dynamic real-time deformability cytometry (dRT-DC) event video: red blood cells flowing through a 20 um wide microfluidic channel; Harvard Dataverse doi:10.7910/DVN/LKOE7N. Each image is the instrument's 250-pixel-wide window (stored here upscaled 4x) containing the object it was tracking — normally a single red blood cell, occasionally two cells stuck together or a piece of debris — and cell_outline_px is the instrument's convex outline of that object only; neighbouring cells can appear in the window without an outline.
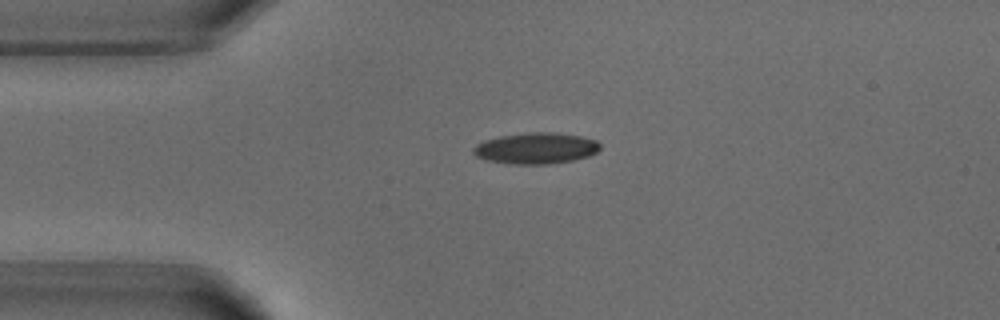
{"species": "common noctule bat (a hibernating species)", "species_latin": "Nyctalus noctula", "temperature_condition": "warm", "stored_images_in_passage": 4, "camera_frame_rate_fps": 3000, "um_per_image_px": 0.085, "animal": {"sex": "male", "body_mass_g": 18.8}, "frame": {"image": 1, "passage_image": 1, "time_ms": 0.0, "image_size_px": [1000, 320], "cell_outline_px": [[600, 148], [596, 152], [588, 156], [572, 160], [548, 164], [512, 164], [484, 160], [476, 156], [472, 152], [472, 148], [476, 144], [484, 140], [500, 136], [528, 132], [556, 132], [580, 136], [596, 140], [600, 144]], "centroid_in_image_um": [45.52, 12.6], "position_along_channel_um": 39.5, "area_um2": 23.12}}
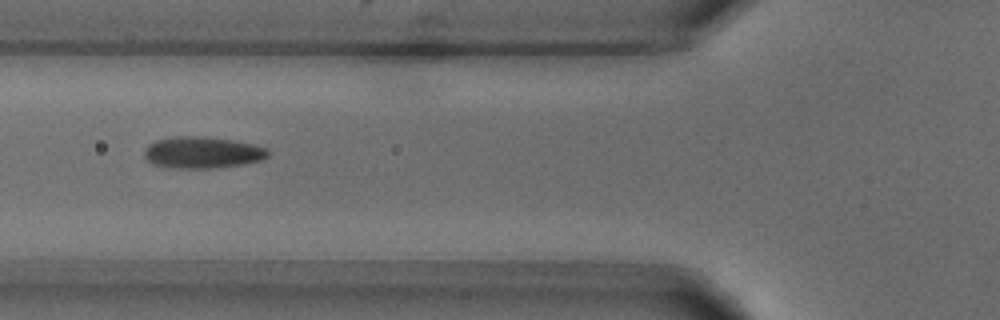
{"frame": {"image": 2, "passage_image": 3, "time_ms": 2.333, "image_size_px": [1000, 320], "cell_outline_px": [[268, 156], [260, 160], [244, 164], [212, 168], [176, 168], [152, 164], [144, 156], [144, 148], [148, 144], [156, 140], [176, 136], [200, 136], [232, 140], [252, 144], [268, 148]], "centroid_in_image_um": [17.18, 12.96], "position_along_channel_um": 108.6, "area_um2": 22.72}}
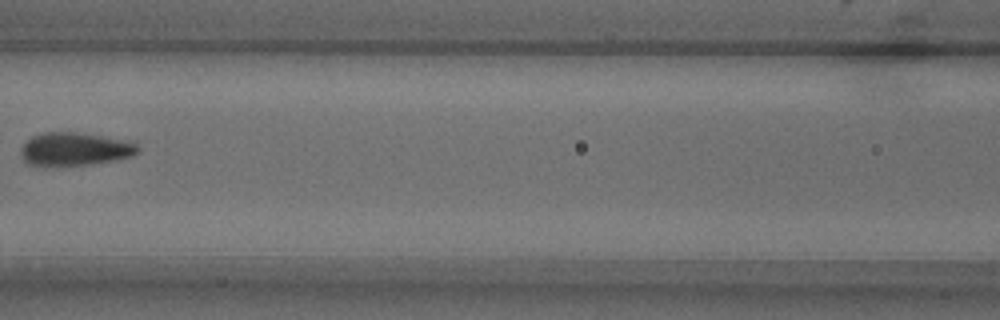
{"frame": {"image": 3, "passage_image": 4, "time_ms": 3.667, "image_size_px": [1000, 320], "cell_outline_px": [[140, 152], [132, 156], [112, 160], [88, 164], [28, 164], [24, 160], [20, 152], [20, 148], [32, 136], [44, 132], [76, 132], [124, 140], [136, 144], [140, 148]], "centroid_in_image_um": [6.37, 12.65], "position_along_channel_um": 160.2, "area_um2": 21.96}}